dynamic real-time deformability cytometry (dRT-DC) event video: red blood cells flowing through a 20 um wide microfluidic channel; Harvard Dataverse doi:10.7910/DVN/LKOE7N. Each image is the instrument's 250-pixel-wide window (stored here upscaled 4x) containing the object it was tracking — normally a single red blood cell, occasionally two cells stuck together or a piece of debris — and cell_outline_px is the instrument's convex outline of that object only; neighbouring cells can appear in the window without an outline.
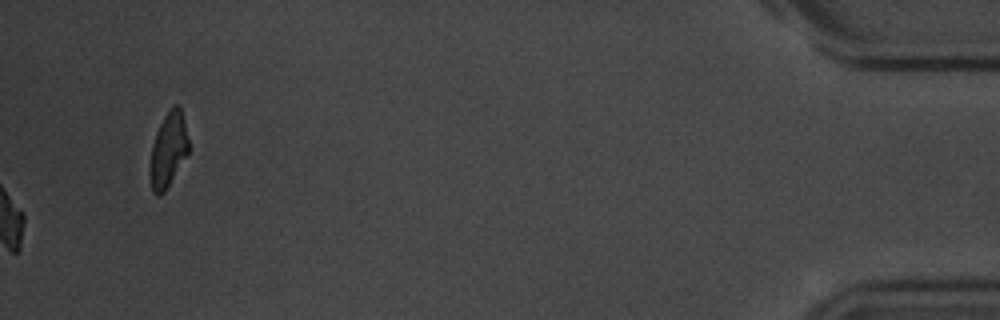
{"species": "common noctule bat (a hibernating species)", "species_latin": "Nyctalus noctula", "temperature_condition": "room temperature", "stored_images_in_passage": 45, "camera_frame_rate_fps": 3000, "um_per_image_px": 0.085, "animal": {"sex": "male", "body_mass_g": 20.1, "forearm_length_mm": 53.5}, "frame": {"image": 1, "passage_image": 45, "time_ms": 14.667, "image_size_px": [1000, 320], "cell_outline_px": [[192, 148], [164, 192], [156, 196], [152, 192], [152, 144], [156, 132], [164, 116], [172, 104], [180, 104]], "centroid_in_image_um": [14.38, 12.64], "position_along_channel_um": 420.8, "area_um2": 16.76}, "authors_computed_cell_mechanics": {"area_um2": 14.2188, "velocity_mm_per_s": 3.4955, "shape_relaxation_time_tau1_ms": 1.7495, "shape_relaxation_time_tau2_ms": null, "deformation_change_tau1": 0.1155, "deformation_change_tau2": null}}